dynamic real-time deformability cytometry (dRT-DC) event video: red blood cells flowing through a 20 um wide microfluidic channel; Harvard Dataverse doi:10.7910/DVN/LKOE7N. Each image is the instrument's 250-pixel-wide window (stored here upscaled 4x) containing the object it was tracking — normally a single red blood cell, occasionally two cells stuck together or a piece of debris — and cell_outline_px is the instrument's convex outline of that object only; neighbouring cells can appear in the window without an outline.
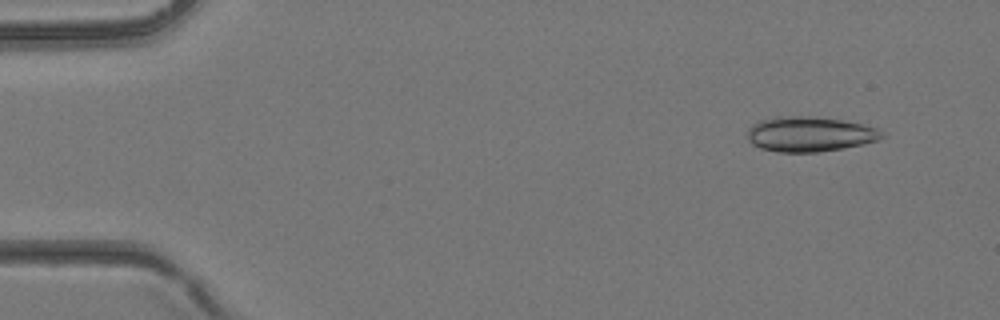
{"species": "common noctule bat (a hibernating species)", "species_latin": "Nyctalus noctula", "temperature_condition": "room temperature", "stored_images_in_passage": 38, "camera_frame_rate_fps": 3000, "um_per_image_px": 0.085, "animal": {"sex": "female", "body_mass_g": 24.6, "forearm_length_mm": 56.2}, "frame": {"image": 1, "passage_image": 2, "time_ms": 0.333, "image_size_px": [1000, 320], "cell_outline_px": [[888, 136], [880, 140], [864, 144], [844, 148], [820, 152], [776, 152], [760, 148], [752, 144], [748, 140], [748, 128], [756, 120], [776, 116], [808, 116], [840, 120], [860, 124], [876, 128]], "centroid_in_image_um": [68.81, 11.41], "position_along_channel_um": 16.2, "area_um2": 27.74}}
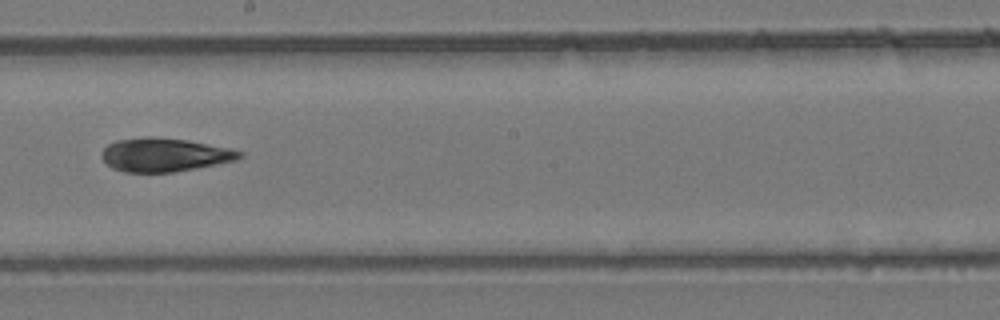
{"frame": {"image": 2, "passage_image": 21, "time_ms": 6.667, "image_size_px": [1000, 320], "cell_outline_px": [[244, 156], [236, 160], [196, 168], [172, 172], [124, 172], [112, 168], [100, 156], [100, 152], [108, 144], [116, 140], [188, 140], [232, 148], [244, 152]], "centroid_in_image_um": [14.04, 13.2], "position_along_channel_um": 234.2, "area_um2": 26.07}}
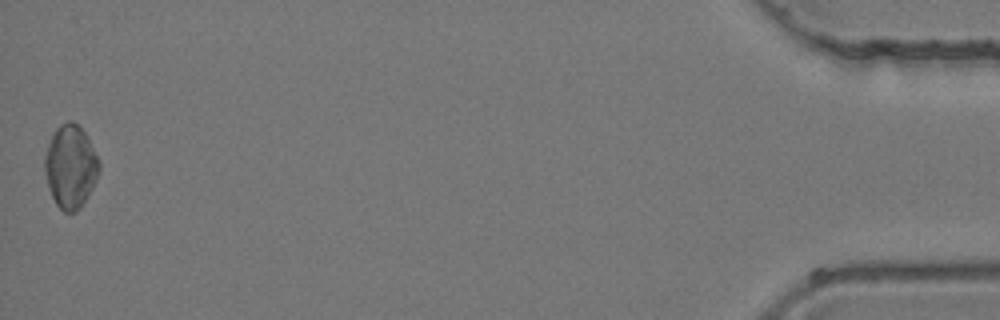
{"frame": {"image": 3, "passage_image": 38, "time_ms": 12.333, "image_size_px": [1000, 320], "cell_outline_px": [[100, 172], [88, 196], [80, 208], [76, 212], [64, 212], [56, 204], [48, 188], [44, 168], [44, 156], [48, 144], [56, 128], [60, 124], [68, 120], [72, 120], [80, 124], [100, 160]], "centroid_in_image_um": [6.0, 14.14], "position_along_channel_um": 429.2, "area_um2": 26.65}}